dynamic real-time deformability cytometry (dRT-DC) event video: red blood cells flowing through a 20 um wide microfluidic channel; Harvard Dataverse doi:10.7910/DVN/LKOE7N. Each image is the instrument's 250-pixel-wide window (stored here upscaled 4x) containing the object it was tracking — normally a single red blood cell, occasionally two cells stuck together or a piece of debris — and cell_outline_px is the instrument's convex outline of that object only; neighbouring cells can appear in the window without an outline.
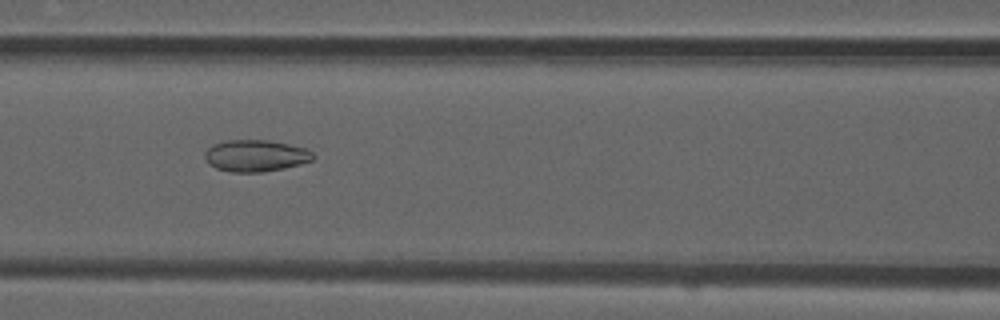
{"species": "common noctule bat (a hibernating species)", "species_latin": "Nyctalus noctula", "temperature_condition": "room temperature", "stored_images_in_passage": 49, "camera_frame_rate_fps": 3000, "um_per_image_px": 0.085, "animal": {"sex": "male", "forearm_length_mm": 52.5}, "frame": {"image": 1, "passage_image": 19, "time_ms": 6.0, "image_size_px": [1000, 320], "cell_outline_px": [[316, 156], [312, 160], [300, 164], [284, 168], [260, 172], [232, 172], [216, 168], [208, 164], [204, 156], [204, 152], [212, 144], [224, 140], [268, 140], [308, 148]], "centroid_in_image_um": [21.72, 13.23], "position_along_channel_um": 144.9, "area_um2": 20.17}}
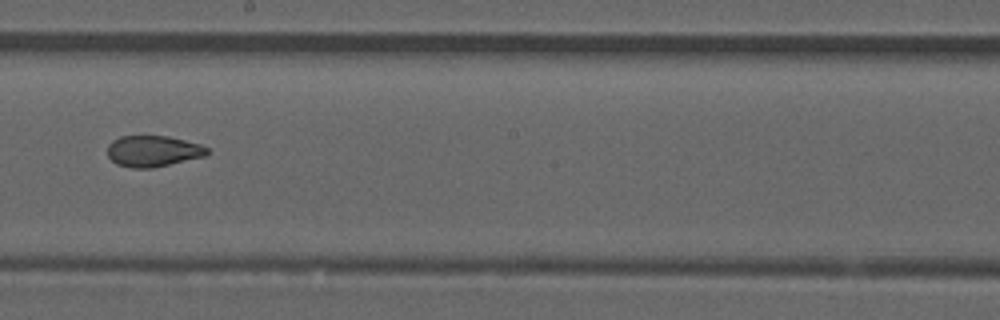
{"frame": {"image": 2, "passage_image": 26, "time_ms": 8.333, "image_size_px": [1000, 320], "cell_outline_px": [[208, 152], [204, 156], [152, 168], [132, 168], [116, 164], [108, 156], [108, 144], [112, 140], [120, 136], [168, 136], [200, 144], [208, 148]], "centroid_in_image_um": [12.97, 12.84], "position_along_channel_um": 235.2, "area_um2": 17.98}}
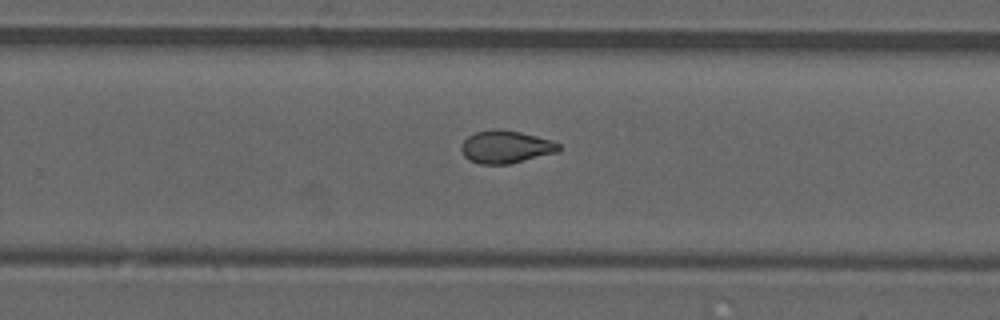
{"frame": {"image": 3, "passage_image": 30, "time_ms": 9.667, "image_size_px": [1000, 320], "cell_outline_px": [[560, 152], [508, 164], [480, 164], [468, 160], [464, 156], [460, 148], [460, 144], [468, 136], [476, 132], [492, 128], [496, 128], [520, 132], [552, 140], [560, 144]], "centroid_in_image_um": [42.98, 12.48], "position_along_channel_um": 286.8, "area_um2": 18.79}, "authors_computed_cell_mechanics": {"area_um2": 19.074, "velocity_mm_per_s": 3.8854, "shape_relaxation_time_tau1_ms": null, "shape_relaxation_time_tau2_ms": 1.3463, "deformation_change_tau1": null, "deformation_change_tau2": 0.0667}}